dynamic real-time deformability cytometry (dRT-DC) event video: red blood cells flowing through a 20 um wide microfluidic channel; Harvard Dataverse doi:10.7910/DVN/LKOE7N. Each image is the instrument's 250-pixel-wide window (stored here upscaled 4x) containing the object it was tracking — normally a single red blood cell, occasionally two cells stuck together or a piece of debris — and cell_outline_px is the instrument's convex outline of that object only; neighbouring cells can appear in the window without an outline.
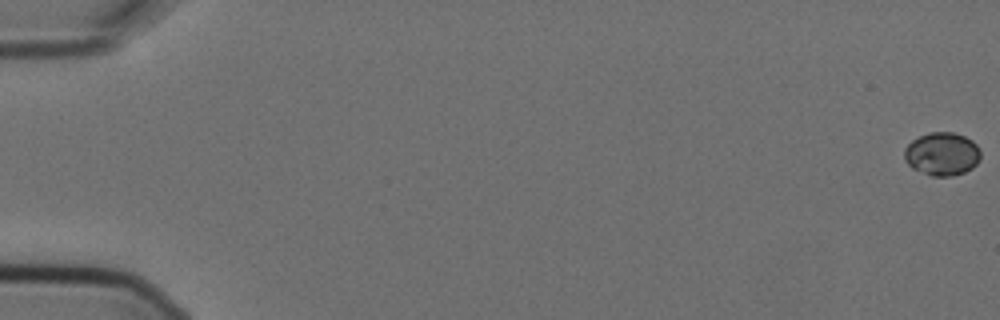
{"species": "Egyptian fruit bat (a non-hibernating species)", "species_latin": "Rousettus aegyptiacus", "temperature_condition": "cold", "stored_images_in_passage": 6, "camera_frame_rate_fps": 3000, "um_per_image_px": 0.085, "animal": {"sex": "female"}, "frame": {"image": 1, "passage_image": 1, "time_ms": 0.0, "image_size_px": [1000, 320], "cell_outline_px": [[980, 160], [972, 168], [964, 172], [952, 176], [932, 176], [912, 168], [904, 160], [904, 148], [912, 140], [928, 132], [952, 132], [964, 136], [972, 140], [980, 148]], "centroid_in_image_um": [80.07, 13.08], "position_along_channel_um": 4.9, "area_um2": 19.31}}
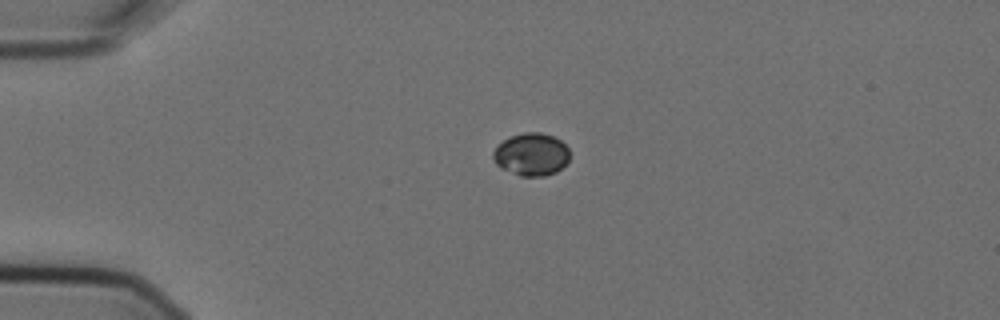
{"frame": {"image": 2, "passage_image": 5, "time_ms": 1.333, "image_size_px": [1000, 320], "cell_outline_px": [[568, 160], [556, 172], [544, 176], [520, 176], [500, 168], [496, 164], [492, 156], [492, 152], [508, 136], [524, 132], [540, 132], [552, 136], [560, 140], [568, 148]], "centroid_in_image_um": [45.13, 13.12], "position_along_channel_um": 39.9, "area_um2": 18.96}}